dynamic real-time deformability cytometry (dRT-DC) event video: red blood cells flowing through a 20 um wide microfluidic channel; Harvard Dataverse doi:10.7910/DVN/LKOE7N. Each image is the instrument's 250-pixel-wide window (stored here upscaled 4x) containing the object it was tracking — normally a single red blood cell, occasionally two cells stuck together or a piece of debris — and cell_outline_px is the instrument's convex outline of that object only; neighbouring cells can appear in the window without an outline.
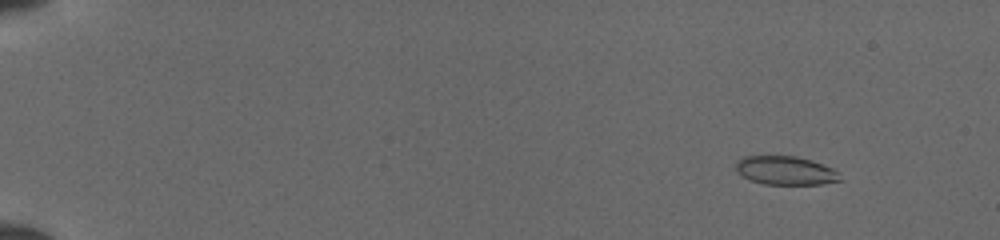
{"species": "common noctule bat (a hibernating species)", "species_latin": "Nyctalus noctula", "temperature_condition": "cold", "stored_images_in_passage": 50, "camera_frame_rate_fps": 3000, "um_per_image_px": 0.085, "animal": {"sex": "female", "body_mass_g": 19.5, "forearm_length_mm": 54.1}, "frame": {"image": 1, "passage_image": 5, "time_ms": 1.333, "image_size_px": [1000, 240], "cell_outline_px": [[840, 180], [820, 184], [764, 184], [752, 180], [736, 172], [736, 160], [744, 156], [796, 156], [812, 160], [832, 168], [836, 172]], "centroid_in_image_um": [66.72, 14.48], "position_along_channel_um": 18.3, "area_um2": 17.17}}
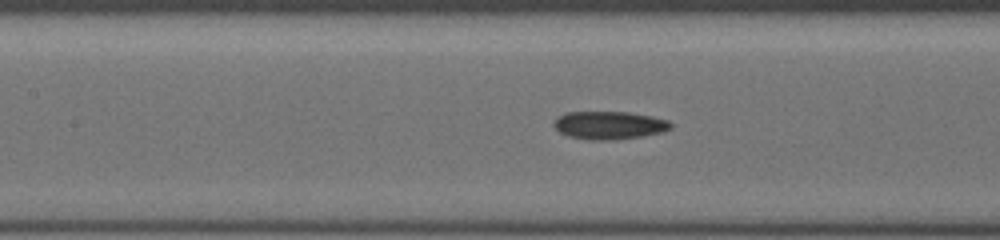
{"frame": {"image": 2, "passage_image": 25, "time_ms": 8.0, "image_size_px": [1000, 240], "cell_outline_px": [[672, 128], [664, 132], [640, 136], [608, 140], [588, 140], [568, 136], [560, 132], [552, 124], [556, 116], [564, 112], [628, 112], [652, 116], [668, 120], [672, 124]], "centroid_in_image_um": [51.76, 10.63], "position_along_channel_um": 155.6, "area_um2": 19.19}}
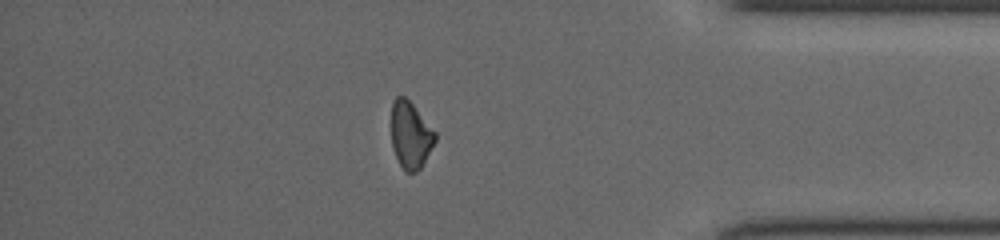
{"frame": {"image": 3, "passage_image": 44, "time_ms": 14.333, "image_size_px": [1000, 240], "cell_outline_px": [[436, 140], [420, 168], [416, 172], [404, 172], [392, 148], [392, 100], [396, 96], [404, 96], [412, 104], [436, 132]], "centroid_in_image_um": [34.88, 11.48], "position_along_channel_um": 400.3, "area_um2": 16.88}}